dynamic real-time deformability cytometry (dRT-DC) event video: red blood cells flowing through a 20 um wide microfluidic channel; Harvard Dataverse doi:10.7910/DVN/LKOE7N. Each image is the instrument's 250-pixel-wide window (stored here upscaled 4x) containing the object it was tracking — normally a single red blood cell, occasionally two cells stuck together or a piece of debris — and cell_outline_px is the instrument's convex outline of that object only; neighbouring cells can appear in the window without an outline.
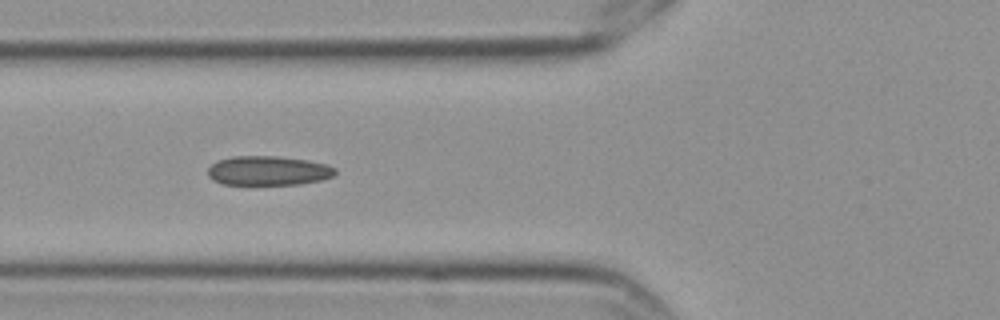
{"species": "Egyptian fruit bat (a non-hibernating species)", "species_latin": "Rousettus aegyptiacus", "temperature_condition": "cold", "stored_images_in_passage": 6, "camera_frame_rate_fps": 3000, "um_per_image_px": 0.085, "frame": {"image": 1, "passage_image": 5, "time_ms": 1.333, "image_size_px": [1000, 320], "cell_outline_px": [[336, 172], [332, 176], [320, 180], [300, 184], [224, 184], [212, 180], [208, 176], [208, 168], [216, 160], [232, 156], [276, 156], [308, 160], [324, 164], [336, 168]], "centroid_in_image_um": [22.76, 14.5], "position_along_channel_um": 103.0, "area_um2": 21.73}}
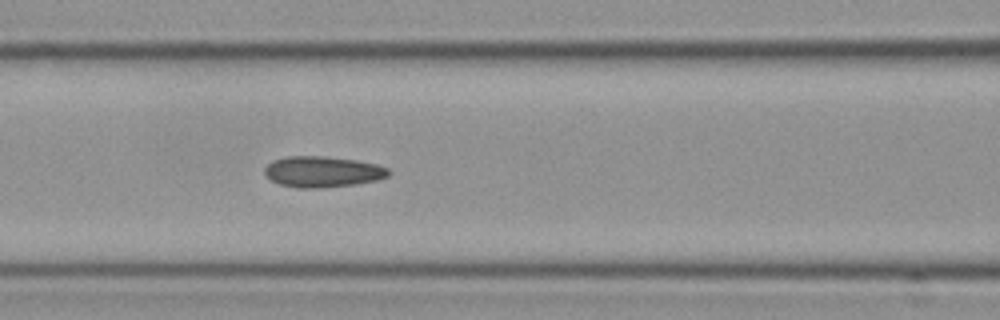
{"frame": {"image": 2, "passage_image": 6, "time_ms": 1.667, "image_size_px": [1000, 320], "cell_outline_px": [[392, 172], [388, 176], [376, 180], [356, 184], [316, 188], [300, 188], [280, 184], [272, 180], [264, 172], [264, 168], [272, 160], [284, 156], [324, 156], [356, 160], [376, 164], [388, 168]], "centroid_in_image_um": [27.42, 14.58], "position_along_channel_um": 139.2, "area_um2": 22.31}}